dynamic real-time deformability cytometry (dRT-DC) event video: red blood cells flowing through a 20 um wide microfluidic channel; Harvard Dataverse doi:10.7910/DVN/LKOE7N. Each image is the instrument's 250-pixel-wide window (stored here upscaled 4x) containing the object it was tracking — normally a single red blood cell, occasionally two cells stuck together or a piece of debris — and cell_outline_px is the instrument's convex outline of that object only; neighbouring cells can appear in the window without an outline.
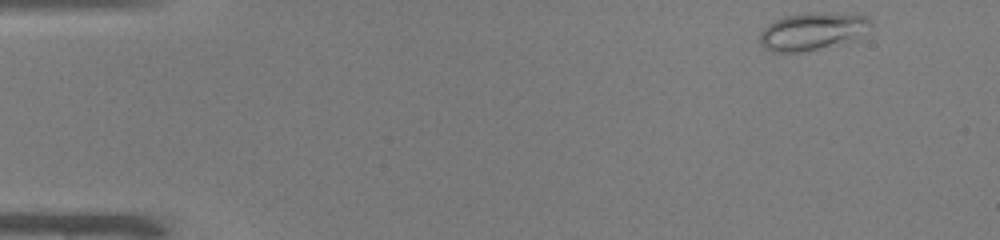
{"species": "common noctule bat (a hibernating species)", "species_latin": "Nyctalus noctula", "temperature_condition": "warm", "stored_images_in_passage": 6, "camera_frame_rate_fps": 3000, "um_per_image_px": 0.085, "animal": {"sex": "male", "body_mass_g": 19.0, "forearm_length_mm": 50.8}, "frame": {"image": 1, "passage_image": 1, "time_ms": 0.0, "image_size_px": [1000, 240], "cell_outline_px": [[872, 24], [856, 40], [808, 52], [772, 52], [764, 48], [760, 44], [760, 32], [768, 24], [784, 16], [808, 12], [816, 12], [868, 16]], "centroid_in_image_um": [69.04, 2.68], "position_along_channel_um": 16.0, "area_um2": 24.51}}